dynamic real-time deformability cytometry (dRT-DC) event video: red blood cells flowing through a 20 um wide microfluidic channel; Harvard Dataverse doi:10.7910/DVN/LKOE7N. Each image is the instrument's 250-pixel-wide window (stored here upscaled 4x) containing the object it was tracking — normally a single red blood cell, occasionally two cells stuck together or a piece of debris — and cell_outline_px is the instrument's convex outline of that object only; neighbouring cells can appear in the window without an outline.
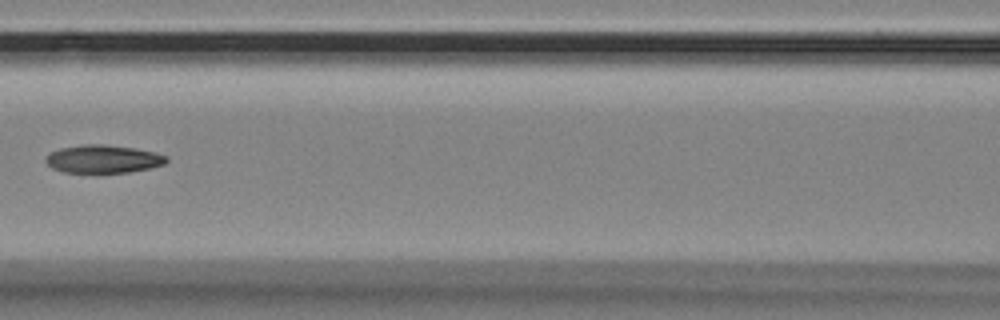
{"species": "Egyptian fruit bat (a non-hibernating species)", "species_latin": "Rousettus aegyptiacus", "temperature_condition": "room temperature", "stored_images_in_passage": 4, "camera_frame_rate_fps": 3000, "um_per_image_px": 0.085, "animal": {"sex": "female"}, "frame": {"image": 1, "passage_image": 4, "time_ms": 1.0, "image_size_px": [1000, 320], "cell_outline_px": [[168, 160], [164, 164], [148, 168], [128, 172], [64, 172], [52, 168], [44, 160], [52, 152], [60, 148], [84, 144], [104, 144], [132, 148], [152, 152], [168, 156]], "centroid_in_image_um": [8.76, 13.51], "position_along_channel_um": 157.8, "area_um2": 19.36}}